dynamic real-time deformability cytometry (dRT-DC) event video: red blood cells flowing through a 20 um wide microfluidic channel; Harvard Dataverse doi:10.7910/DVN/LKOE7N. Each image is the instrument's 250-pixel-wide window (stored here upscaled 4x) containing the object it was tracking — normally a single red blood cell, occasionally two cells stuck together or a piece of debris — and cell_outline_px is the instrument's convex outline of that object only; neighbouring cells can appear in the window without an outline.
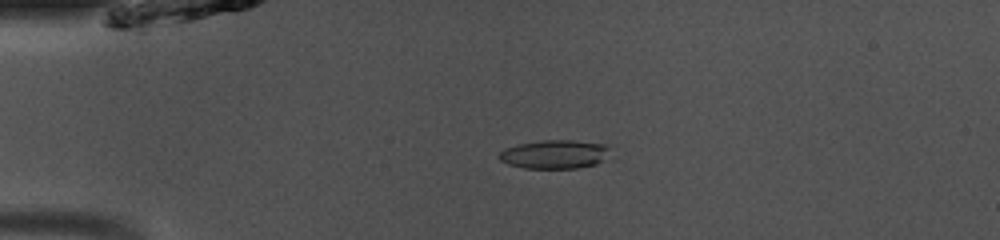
{"species": "common noctule bat (a hibernating species)", "species_latin": "Nyctalus noctula", "temperature_condition": "room temperature", "stored_images_in_passage": 48, "camera_frame_rate_fps": 3000, "um_per_image_px": 0.085, "animal": {"sex": "male", "body_mass_g": 13.0, "forearm_length_mm": 53.1}, "frame": {"image": 1, "passage_image": 11, "time_ms": 3.333, "image_size_px": [1000, 240], "cell_outline_px": [[612, 160], [596, 164], [576, 168], [524, 168], [508, 164], [500, 160], [496, 156], [504, 148], [520, 144], [544, 140], [572, 140], [604, 144], [612, 148]], "centroid_in_image_um": [47.26, 13.12], "position_along_channel_um": 37.7, "area_um2": 19.07}}
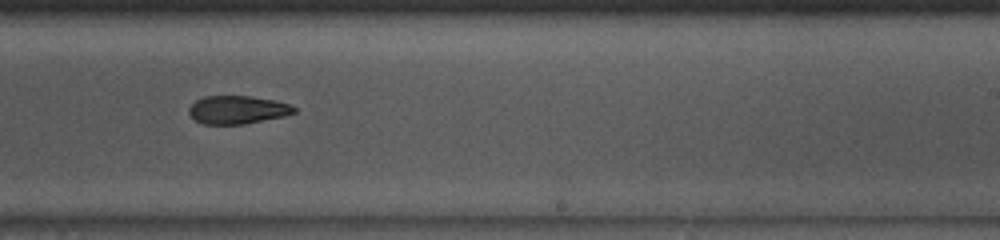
{"frame": {"image": 2, "passage_image": 30, "time_ms": 9.667, "image_size_px": [1000, 240], "cell_outline_px": [[296, 112], [284, 116], [244, 124], [204, 124], [196, 120], [188, 112], [188, 108], [196, 100], [204, 96], [252, 96], [276, 100], [288, 104], [296, 108]], "centroid_in_image_um": [20.19, 9.32], "position_along_channel_um": 268.8, "area_um2": 17.22}}
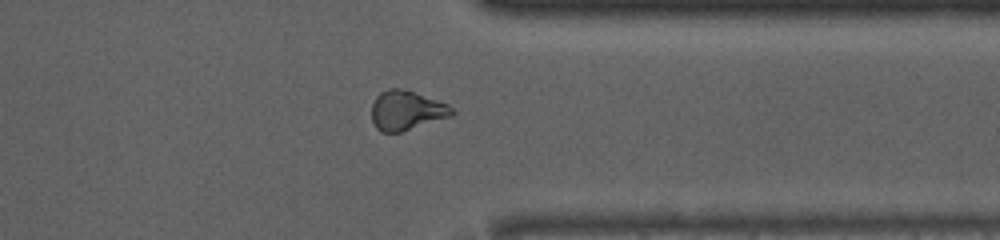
{"frame": {"image": 3, "passage_image": 38, "time_ms": 12.333, "image_size_px": [1000, 240], "cell_outline_px": [[456, 112], [452, 116], [400, 132], [380, 132], [376, 128], [372, 120], [372, 104], [376, 96], [380, 92], [388, 88], [404, 88], [448, 104]], "centroid_in_image_um": [34.54, 9.37], "position_along_channel_um": 376.9, "area_um2": 18.55}, "authors_computed_cell_mechanics": {"area_um2": 19.0451, "velocity_mm_per_s": 4.1265, "shape_relaxation_time_tau1_ms": 9.755, "shape_relaxation_time_tau2_ms": 4.3507, "deformation_change_tau1": 0.1646, "deformation_change_tau2": 0.1179}}